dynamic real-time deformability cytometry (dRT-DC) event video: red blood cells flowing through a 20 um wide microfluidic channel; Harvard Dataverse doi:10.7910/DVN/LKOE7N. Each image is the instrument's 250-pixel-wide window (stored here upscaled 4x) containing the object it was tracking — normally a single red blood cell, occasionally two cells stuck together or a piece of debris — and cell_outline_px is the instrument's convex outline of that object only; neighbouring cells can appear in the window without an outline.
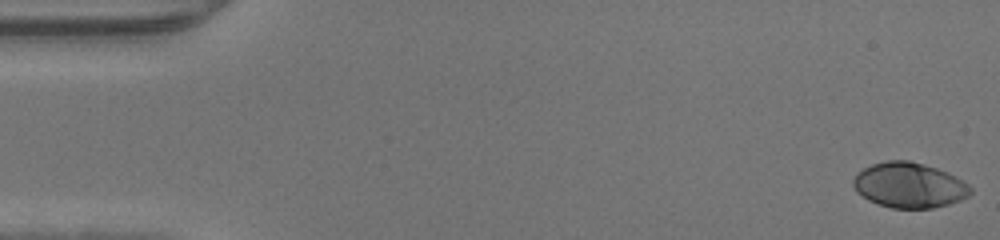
{"species": "human", "species_latin": "Homo sapiens", "temperature_condition": "warm", "stored_images_in_passage": 47, "camera_frame_rate_fps": 3000, "um_per_image_px": 0.085, "donor": {"sex": "male"}, "frame": {"image": 1, "passage_image": 1, "time_ms": 0.0, "image_size_px": [1000, 240], "cell_outline_px": [[972, 192], [968, 196], [960, 200], [948, 204], [932, 208], [892, 208], [876, 204], [868, 200], [856, 192], [852, 184], [852, 180], [864, 168], [872, 164], [884, 160], [908, 160], [924, 164], [948, 172], [968, 184], [972, 188]], "centroid_in_image_um": [77.27, 15.74], "position_along_channel_um": 7.7, "area_um2": 30.98}}
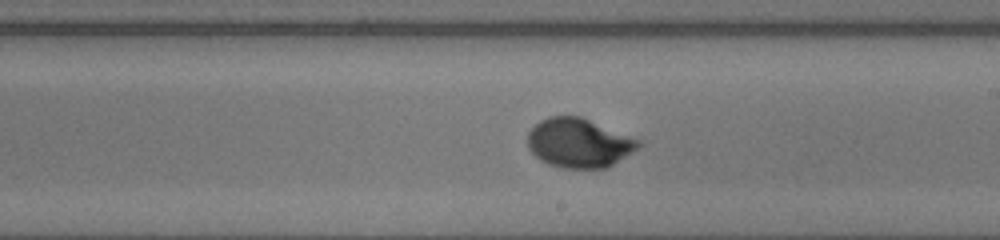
{"frame": {"image": 2, "passage_image": 27, "time_ms": 8.667, "image_size_px": [1000, 240], "cell_outline_px": [[644, 144], [608, 168], [564, 168], [548, 164], [540, 160], [528, 148], [528, 132], [540, 120], [548, 116], [580, 116], [640, 140]], "centroid_in_image_um": [49.21, 12.15], "position_along_channel_um": 239.8, "area_um2": 31.73}}
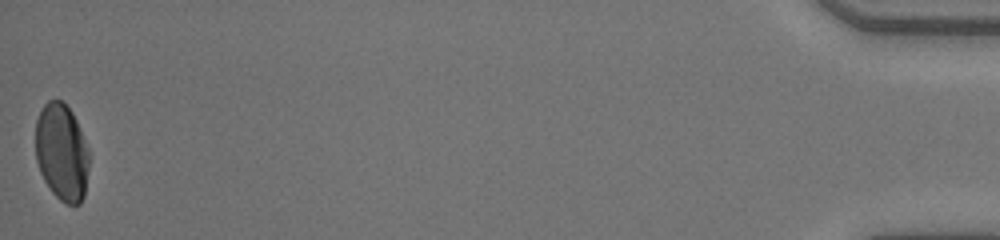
{"frame": {"image": 3, "passage_image": 47, "time_ms": 15.333, "image_size_px": [1000, 240], "cell_outline_px": [[88, 168], [84, 196], [80, 204], [68, 204], [60, 200], [52, 192], [44, 180], [40, 172], [36, 160], [36, 120], [44, 104], [48, 100], [60, 100], [72, 112], [76, 120], [88, 148]], "centroid_in_image_um": [5.24, 12.95], "position_along_channel_um": 430.0, "area_um2": 30.11}}